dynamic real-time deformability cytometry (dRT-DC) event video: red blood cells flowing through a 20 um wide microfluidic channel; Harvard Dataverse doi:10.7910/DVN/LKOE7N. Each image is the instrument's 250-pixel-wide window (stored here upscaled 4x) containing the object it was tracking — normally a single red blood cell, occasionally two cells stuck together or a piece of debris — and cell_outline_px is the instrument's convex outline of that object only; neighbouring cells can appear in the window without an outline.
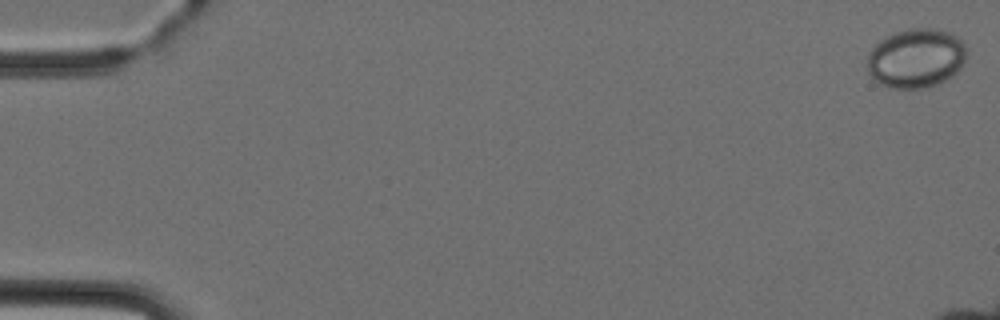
{"species": "Egyptian fruit bat (a non-hibernating species)", "species_latin": "Rousettus aegyptiacus", "temperature_condition": "cold", "stored_images_in_passage": 5, "camera_frame_rate_fps": 3000, "um_per_image_px": 0.085, "animal": {"sex": "female"}, "frame": {"image": 1, "passage_image": 1, "time_ms": 0.0, "image_size_px": [1000, 320], "cell_outline_px": [[968, 52], [960, 68], [952, 76], [928, 88], [888, 88], [876, 80], [868, 72], [868, 56], [872, 48], [884, 36], [892, 32], [908, 28], [936, 28], [952, 32], [964, 40]], "centroid_in_image_um": [77.9, 4.91], "position_along_channel_um": 7.1, "area_um2": 34.8}}